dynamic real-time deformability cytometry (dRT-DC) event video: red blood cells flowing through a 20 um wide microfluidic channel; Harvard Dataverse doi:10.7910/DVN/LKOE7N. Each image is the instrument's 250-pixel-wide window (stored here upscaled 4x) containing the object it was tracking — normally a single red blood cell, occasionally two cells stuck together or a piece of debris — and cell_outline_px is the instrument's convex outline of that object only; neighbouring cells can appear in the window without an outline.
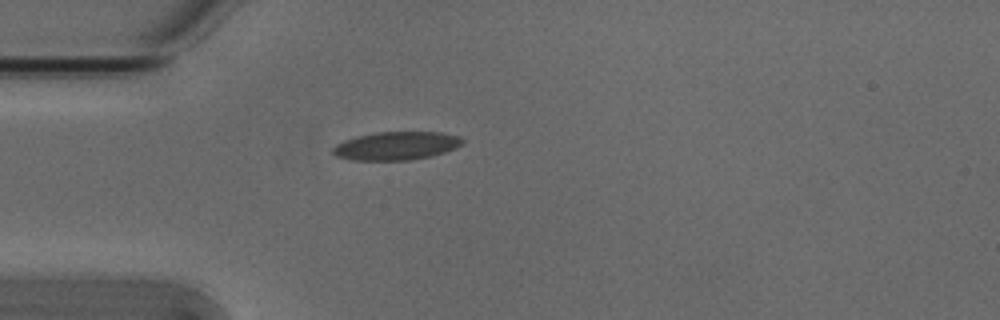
{"species": "Egyptian fruit bat (a non-hibernating species)", "species_latin": "Rousettus aegyptiacus", "temperature_condition": "cold", "stored_images_in_passage": 2, "camera_frame_rate_fps": 3000, "um_per_image_px": 0.085, "animal": {"sex": "male"}, "frame": {"image": 1, "passage_image": 2, "time_ms": 0.333, "image_size_px": [1000, 320], "cell_outline_px": [[464, 144], [444, 152], [432, 156], [408, 160], [352, 160], [336, 156], [332, 152], [332, 148], [336, 144], [344, 140], [376, 132], [440, 132], [460, 136], [464, 140]], "centroid_in_image_um": [33.7, 12.39], "position_along_channel_um": 51.3, "area_um2": 21.33}}